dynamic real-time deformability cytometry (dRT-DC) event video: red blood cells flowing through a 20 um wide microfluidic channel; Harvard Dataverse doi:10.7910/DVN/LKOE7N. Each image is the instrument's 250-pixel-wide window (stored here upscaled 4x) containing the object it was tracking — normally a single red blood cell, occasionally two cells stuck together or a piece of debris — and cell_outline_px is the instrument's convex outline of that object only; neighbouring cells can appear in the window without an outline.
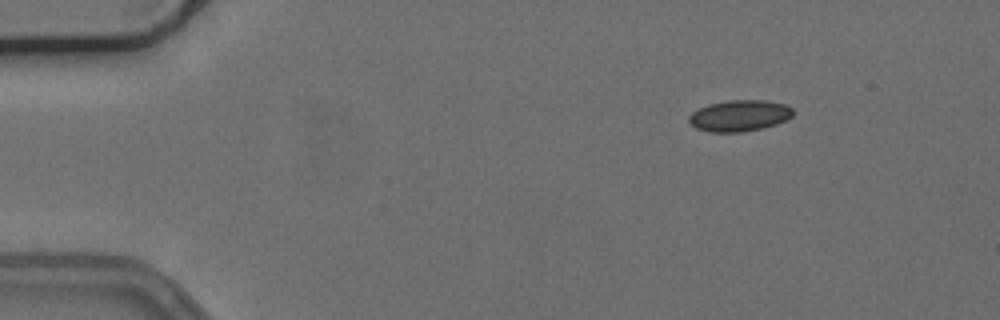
{"species": "common noctule bat (a hibernating species)", "species_latin": "Nyctalus noctula", "temperature_condition": "cold", "stored_images_in_passage": 48, "camera_frame_rate_fps": 3000, "um_per_image_px": 0.085, "animal": {"sex": "female", "body_mass_g": 24.6, "forearm_length_mm": 56.2}, "frame": {"image": 1, "passage_image": 1, "time_ms": 0.0, "image_size_px": [1000, 320], "cell_outline_px": [[792, 112], [788, 116], [772, 124], [756, 128], [700, 128], [692, 124], [692, 116], [696, 112], [704, 108], [716, 104], [780, 104], [788, 108]], "centroid_in_image_um": [62.87, 9.84], "position_along_channel_um": 22.1, "area_um2": 14.57}}
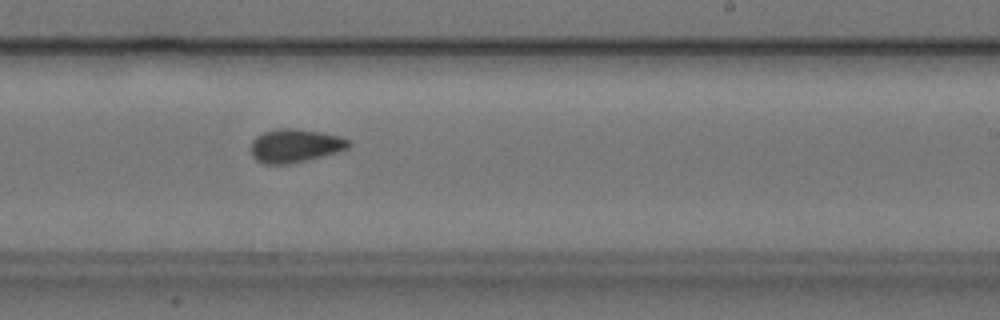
{"frame": {"image": 2, "passage_image": 27, "time_ms": 8.667, "image_size_px": [1000, 320], "cell_outline_px": [[348, 144], [340, 148], [292, 160], [264, 160], [256, 156], [252, 148], [256, 140], [272, 132], [300, 132], [328, 136], [344, 140]], "centroid_in_image_um": [25.0, 12.37], "position_along_channel_um": 264.0, "area_um2": 13.99}}
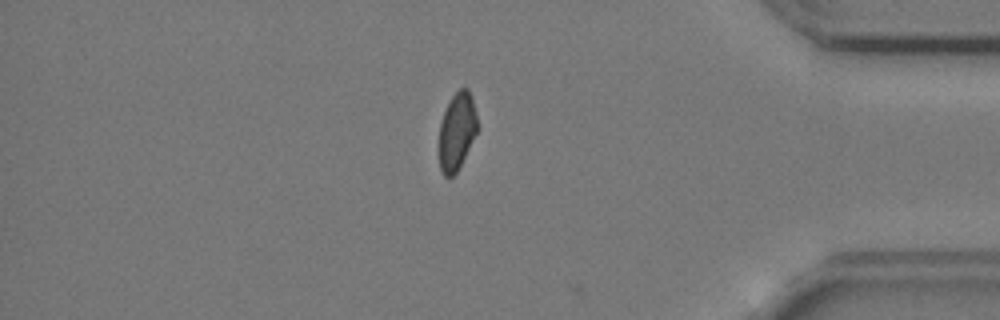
{"frame": {"image": 3, "passage_image": 40, "time_ms": 13.0, "image_size_px": [1000, 320], "cell_outline_px": [[476, 132], [460, 164], [452, 176], [448, 176], [444, 172], [440, 164], [440, 128], [448, 104], [464, 88], [468, 92], [472, 104], [476, 120]], "centroid_in_image_um": [38.82, 11.22], "position_along_channel_um": 396.4, "area_um2": 15.43}, "authors_computed_cell_mechanics": {"area_um2": 15.1436, "velocity_mm_per_s": 3.7734, "shape_relaxation_time_tau1_ms": null, "shape_relaxation_time_tau2_ms": 2.2587, "deformation_change_tau1": null, "deformation_change_tau2": 0.0898}}